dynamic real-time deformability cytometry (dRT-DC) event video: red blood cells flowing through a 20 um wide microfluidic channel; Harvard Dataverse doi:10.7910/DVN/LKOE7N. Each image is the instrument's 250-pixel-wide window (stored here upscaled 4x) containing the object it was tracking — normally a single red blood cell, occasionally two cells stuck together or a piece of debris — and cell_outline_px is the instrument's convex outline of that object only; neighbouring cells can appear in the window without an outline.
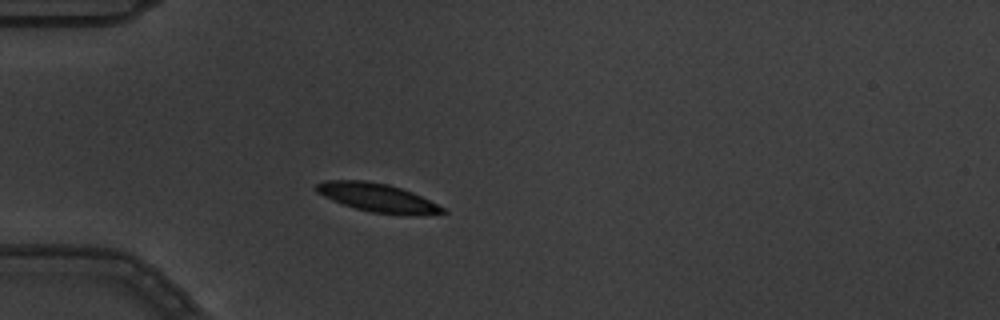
{"species": "common noctule bat (a hibernating species)", "species_latin": "Nyctalus noctula", "temperature_condition": "warm", "stored_images_in_passage": 3, "camera_frame_rate_fps": 3000, "um_per_image_px": 0.085, "animal": {"sex": "male", "body_mass_g": 19.5, "forearm_length_mm": 54.6}, "frame": {"image": 1, "passage_image": 3, "time_ms": 0.667, "image_size_px": [1000, 320], "cell_outline_px": [[448, 212], [372, 212], [356, 208], [332, 200], [316, 192], [316, 184], [328, 180], [364, 180], [388, 184], [412, 192], [444, 208]], "centroid_in_image_um": [31.93, 16.73], "position_along_channel_um": 53.1, "area_um2": 19.65}}